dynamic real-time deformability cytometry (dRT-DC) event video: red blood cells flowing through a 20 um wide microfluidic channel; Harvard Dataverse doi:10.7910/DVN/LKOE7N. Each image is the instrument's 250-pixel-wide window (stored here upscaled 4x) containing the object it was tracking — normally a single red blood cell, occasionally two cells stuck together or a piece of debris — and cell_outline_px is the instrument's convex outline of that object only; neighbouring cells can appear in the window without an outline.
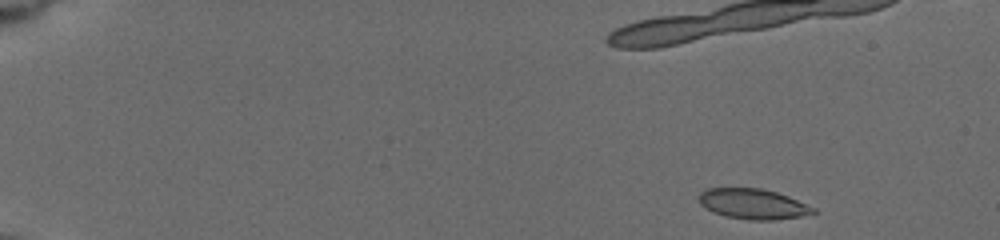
{"species": "common noctule bat (a hibernating species)", "species_latin": "Nyctalus noctula", "temperature_condition": "cold", "stored_images_in_passage": 7, "camera_frame_rate_fps": 3000, "um_per_image_px": 0.085, "animal": {"sex": "female", "body_mass_g": 19.5, "forearm_length_mm": 54.1}, "frame": {"image": 1, "passage_image": 1, "time_ms": 0.0, "image_size_px": [1000, 240], "cell_outline_px": [[816, 212], [800, 216], [772, 220], [748, 220], [724, 216], [712, 212], [704, 208], [700, 204], [700, 192], [708, 188], [760, 188], [776, 192], [788, 196], [816, 208]], "centroid_in_image_um": [63.98, 17.34], "position_along_channel_um": 21.0, "area_um2": 20.17}}